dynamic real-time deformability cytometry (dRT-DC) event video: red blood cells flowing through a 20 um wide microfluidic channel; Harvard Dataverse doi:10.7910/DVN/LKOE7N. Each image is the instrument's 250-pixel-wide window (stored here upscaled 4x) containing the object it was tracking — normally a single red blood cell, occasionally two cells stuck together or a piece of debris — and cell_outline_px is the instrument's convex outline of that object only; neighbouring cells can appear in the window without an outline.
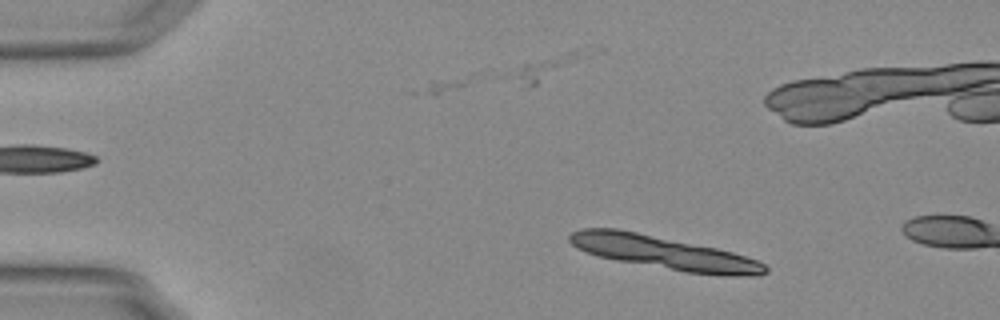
{"species": "Egyptian fruit bat (a non-hibernating species)", "species_latin": "Rousettus aegyptiacus", "temperature_condition": "warm", "stored_images_in_passage": 8, "camera_frame_rate_fps": 3000, "um_per_image_px": 0.085, "animal": {"sex": "female"}, "frame": {"image": 1, "passage_image": 2, "time_ms": 0.333, "image_size_px": [1000, 320], "cell_outline_px": [[768, 272], [756, 276], [732, 276], [684, 272], [616, 260], [600, 256], [576, 248], [568, 240], [568, 236], [572, 232], [580, 228], [616, 228], [716, 248], [732, 252], [756, 260], [764, 264], [768, 268]], "centroid_in_image_um": [56.42, 21.48], "position_along_channel_um": 28.6, "area_um2": 37.51}}